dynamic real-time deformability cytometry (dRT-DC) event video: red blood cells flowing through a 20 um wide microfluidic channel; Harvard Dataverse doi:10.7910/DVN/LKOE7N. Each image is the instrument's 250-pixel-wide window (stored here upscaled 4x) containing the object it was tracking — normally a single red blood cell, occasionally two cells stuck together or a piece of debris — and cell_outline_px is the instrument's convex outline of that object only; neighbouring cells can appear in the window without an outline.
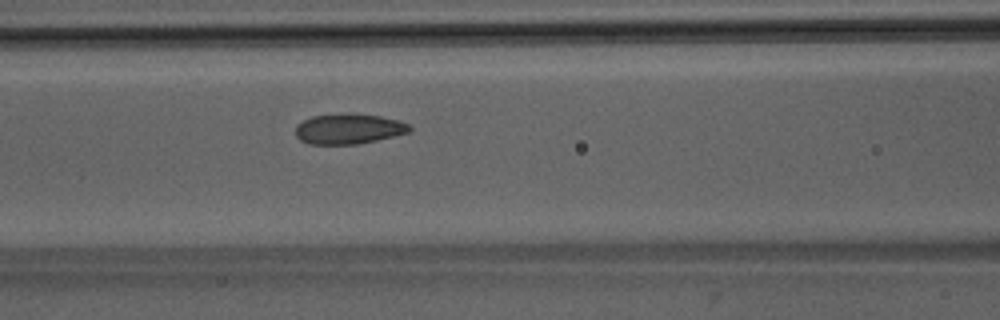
{"species": "Egyptian fruit bat (a non-hibernating species)", "species_latin": "Rousettus aegyptiacus", "temperature_condition": "room temperature", "stored_images_in_passage": 36, "camera_frame_rate_fps": 3000, "um_per_image_px": 0.085, "animal": {"sex": "male"}, "frame": {"image": 1, "passage_image": 20, "time_ms": 6.333, "image_size_px": [1000, 320], "cell_outline_px": [[412, 128], [408, 132], [376, 140], [356, 144], [308, 144], [300, 140], [296, 136], [296, 124], [312, 116], [380, 116], [396, 120], [408, 124]], "centroid_in_image_um": [29.59, 11.0], "position_along_channel_um": 137.0, "area_um2": 19.13}}
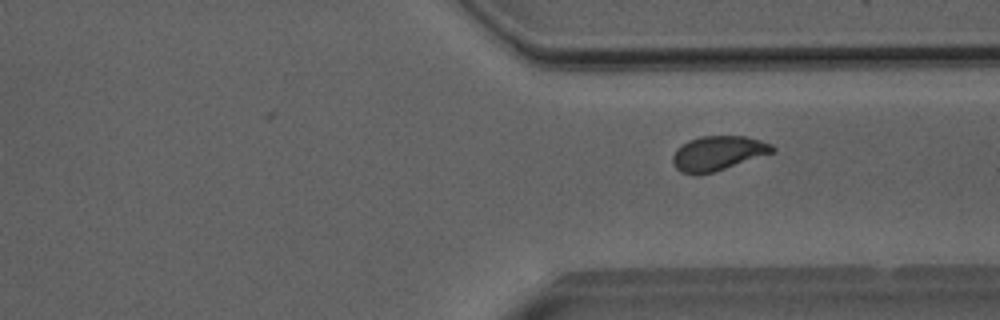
{"frame": {"image": 2, "passage_image": 36, "time_ms": 11.667, "image_size_px": [1000, 320], "cell_outline_px": [[776, 152], [712, 172], [696, 176], [680, 172], [672, 164], [672, 156], [676, 148], [688, 140], [700, 136], [748, 136], [772, 144], [776, 148]], "centroid_in_image_um": [61.01, 13.02], "position_along_channel_um": 350.4, "area_um2": 20.35}}